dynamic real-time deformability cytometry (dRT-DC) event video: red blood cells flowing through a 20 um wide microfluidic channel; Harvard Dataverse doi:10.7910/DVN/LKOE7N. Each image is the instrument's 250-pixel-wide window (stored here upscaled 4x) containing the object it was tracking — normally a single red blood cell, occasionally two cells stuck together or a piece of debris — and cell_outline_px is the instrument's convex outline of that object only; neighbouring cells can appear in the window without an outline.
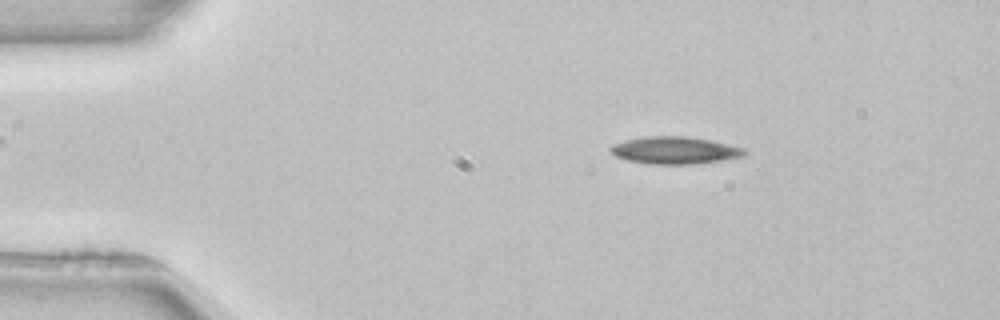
{"species": "common noctule bat (a hibernating species)", "species_latin": "Nyctalus noctula", "temperature_condition": "room temperature", "stored_images_in_passage": 51, "camera_frame_rate_fps": 3000, "um_per_image_px": 0.085, "animal": {"sex": "female", "body_mass_g": 22.7, "forearm_length_mm": 54.2}, "frame": {"image": 1, "passage_image": 8, "time_ms": 2.333, "image_size_px": [1000, 320], "cell_outline_px": [[748, 152], [744, 156], [724, 160], [692, 164], [648, 164], [628, 160], [616, 156], [608, 148], [612, 144], [624, 140], [648, 136], [688, 136], [708, 140], [744, 148]], "centroid_in_image_um": [57.35, 12.78], "position_along_channel_um": 27.7, "area_um2": 21.27}}
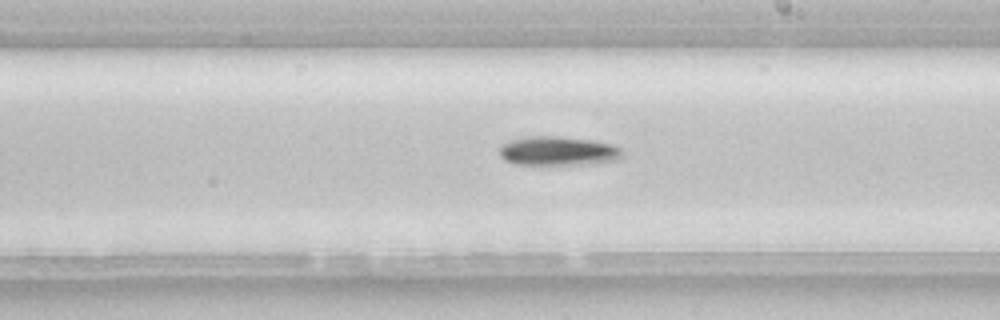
{"frame": {"image": 2, "passage_image": 29, "time_ms": 9.333, "image_size_px": [1000, 320], "cell_outline_px": [[624, 156], [620, 160], [592, 164], [548, 168], [512, 164], [504, 160], [500, 156], [500, 144], [512, 140], [528, 136], [560, 136], [592, 140], [612, 144], [620, 148], [624, 152]], "centroid_in_image_um": [47.44, 12.9], "position_along_channel_um": 241.6, "area_um2": 22.31}, "authors_computed_cell_mechanics": {"area_um2": 20.6346, "velocity_mm_per_s": 3.9466, "shape_relaxation_time_tau1_ms": 2.0958, "shape_relaxation_time_tau2_ms": null, "deformation_change_tau1": 0.0885, "deformation_change_tau2": null}}